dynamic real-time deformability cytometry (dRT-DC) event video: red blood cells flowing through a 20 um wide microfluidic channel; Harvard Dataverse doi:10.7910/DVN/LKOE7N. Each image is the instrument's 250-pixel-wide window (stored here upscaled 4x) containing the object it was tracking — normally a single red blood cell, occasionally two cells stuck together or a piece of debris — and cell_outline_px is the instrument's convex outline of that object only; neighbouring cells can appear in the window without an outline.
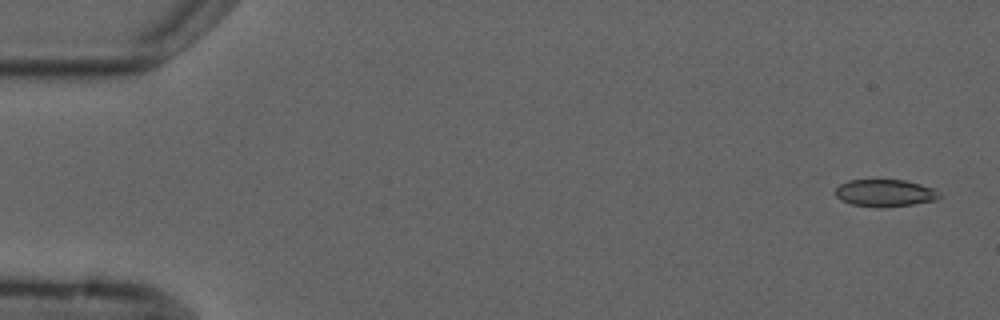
{"species": "common noctule bat (a hibernating species)", "species_latin": "Nyctalus noctula", "temperature_condition": "cold", "stored_images_in_passage": 3, "camera_frame_rate_fps": 3000, "um_per_image_px": 0.085, "animal": {"sex": "male", "forearm_length_mm": 52.5}, "frame": {"image": 1, "passage_image": 1, "time_ms": 0.0, "image_size_px": [1000, 320], "cell_outline_px": [[940, 196], [936, 200], [912, 204], [880, 208], [852, 204], [840, 200], [836, 196], [836, 188], [840, 184], [848, 180], [904, 180], [920, 184], [932, 188], [940, 192]], "centroid_in_image_um": [75.21, 16.41], "position_along_channel_um": 9.8, "area_um2": 16.42}}